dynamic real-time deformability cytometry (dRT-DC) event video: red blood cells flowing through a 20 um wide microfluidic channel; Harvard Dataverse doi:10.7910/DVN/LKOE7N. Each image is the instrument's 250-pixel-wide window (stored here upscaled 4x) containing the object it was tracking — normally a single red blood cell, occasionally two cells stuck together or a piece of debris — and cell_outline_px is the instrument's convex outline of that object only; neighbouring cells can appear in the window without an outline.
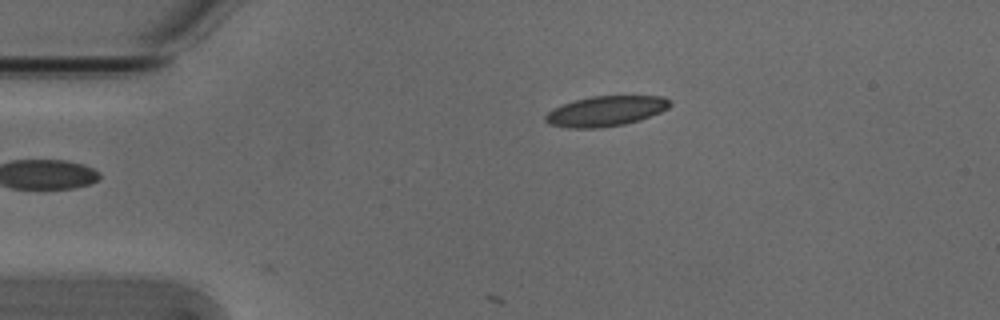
{"species": "Egyptian fruit bat (a non-hibernating species)", "species_latin": "Rousettus aegyptiacus", "temperature_condition": "cold", "stored_images_in_passage": 4, "camera_frame_rate_fps": 3000, "um_per_image_px": 0.085, "animal": {"sex": "male"}, "frame": {"image": 1, "passage_image": 1, "time_ms": 0.0, "image_size_px": [1000, 320], "cell_outline_px": [[672, 104], [668, 108], [660, 112], [640, 120], [624, 124], [600, 128], [568, 128], [548, 124], [544, 120], [544, 116], [548, 112], [564, 104], [576, 100], [592, 96], [664, 96], [672, 100]], "centroid_in_image_um": [51.52, 9.45], "position_along_channel_um": 33.5, "area_um2": 21.91}}